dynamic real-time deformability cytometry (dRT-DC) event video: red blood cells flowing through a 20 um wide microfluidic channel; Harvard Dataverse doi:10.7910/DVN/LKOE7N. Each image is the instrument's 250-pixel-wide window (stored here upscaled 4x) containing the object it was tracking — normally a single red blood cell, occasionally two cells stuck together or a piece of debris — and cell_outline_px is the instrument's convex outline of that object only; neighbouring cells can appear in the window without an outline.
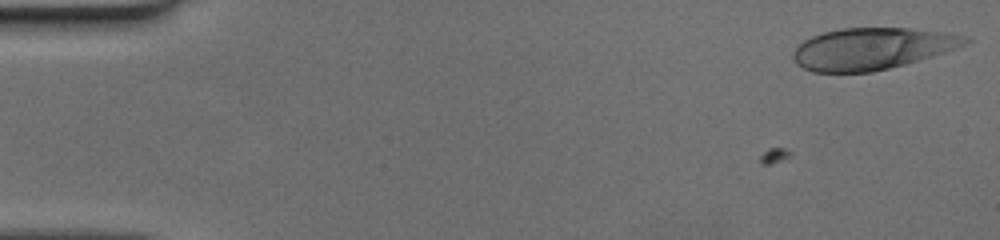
{"species": "human", "species_latin": "Homo sapiens", "temperature_condition": "cold", "stored_images_in_passage": 17, "camera_frame_rate_fps": 3000, "um_per_image_px": 0.085, "donor": {"sex": "female"}, "frame": {"image": 1, "passage_image": 1, "time_ms": 0.0, "image_size_px": [1000, 240], "cell_outline_px": [[972, 40], [964, 44], [944, 52], [904, 64], [872, 72], [812, 72], [796, 64], [792, 56], [792, 52], [804, 40], [812, 36], [824, 32], [840, 28], [908, 28], [944, 32], [968, 36]], "centroid_in_image_um": [74.08, 4.13], "position_along_channel_um": 10.9, "area_um2": 41.5}}